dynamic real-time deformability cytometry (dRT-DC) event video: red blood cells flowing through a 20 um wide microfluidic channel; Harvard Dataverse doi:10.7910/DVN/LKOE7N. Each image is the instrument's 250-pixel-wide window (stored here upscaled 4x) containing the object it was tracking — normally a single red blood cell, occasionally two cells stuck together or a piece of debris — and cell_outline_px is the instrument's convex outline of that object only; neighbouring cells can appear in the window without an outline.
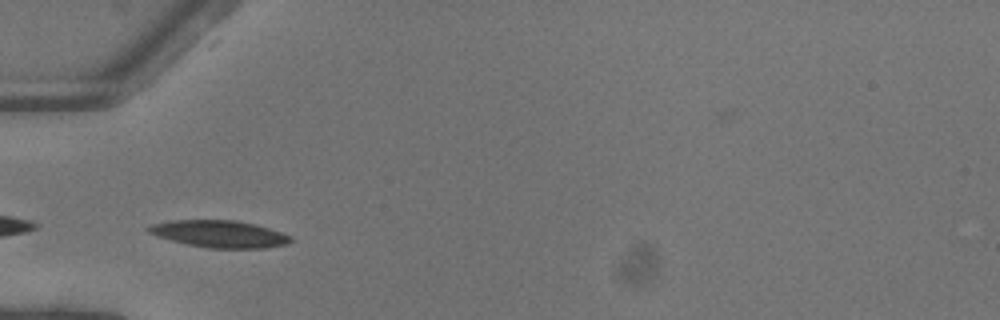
{"species": "common noctule bat (a hibernating species)", "species_latin": "Nyctalus noctula", "temperature_condition": "warm", "stored_images_in_passage": 35, "camera_frame_rate_fps": 3000, "um_per_image_px": 0.085, "animal": {"sex": "female"}, "frame": {"image": 1, "passage_image": 9, "time_ms": 2.667, "image_size_px": [1000, 320], "cell_outline_px": [[292, 240], [288, 244], [264, 248], [208, 248], [188, 244], [156, 236], [148, 232], [144, 228], [152, 224], [172, 220], [236, 220], [256, 224], [292, 236]], "centroid_in_image_um": [18.65, 19.88], "position_along_channel_um": 66.4, "area_um2": 22.43}}
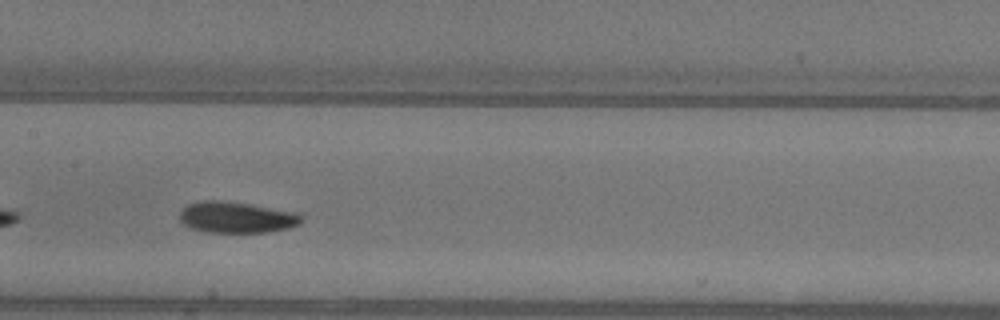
{"frame": {"image": 2, "passage_image": 18, "time_ms": 5.667, "image_size_px": [1000, 320], "cell_outline_px": [[304, 216], [300, 224], [288, 228], [268, 232], [208, 232], [192, 228], [184, 224], [180, 220], [180, 212], [188, 204], [200, 200], [216, 200], [248, 204], [300, 212]], "centroid_in_image_um": [20.15, 18.47], "position_along_channel_um": 187.2, "area_um2": 22.14}}
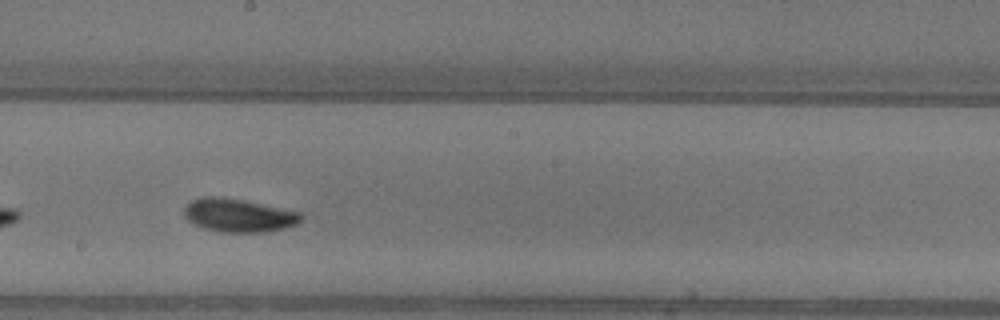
{"frame": {"image": 3, "passage_image": 21, "time_ms": 6.667, "image_size_px": [1000, 320], "cell_outline_px": [[304, 216], [296, 224], [284, 228], [268, 232], [220, 232], [204, 228], [192, 224], [184, 216], [184, 208], [192, 200], [204, 196], [212, 196], [244, 200], [300, 212]], "centroid_in_image_um": [20.26, 18.31], "position_along_channel_um": 227.9, "area_um2": 22.66}, "authors_computed_cell_mechanics": {"area_um2": 21.6172, "velocity_mm_per_s": 4.0765, "shape_relaxation_time_tau1_ms": 3.3949, "shape_relaxation_time_tau2_ms": 6.8037, "deformation_change_tau1": 0.1277, "deformation_change_tau2": 0.1272}}